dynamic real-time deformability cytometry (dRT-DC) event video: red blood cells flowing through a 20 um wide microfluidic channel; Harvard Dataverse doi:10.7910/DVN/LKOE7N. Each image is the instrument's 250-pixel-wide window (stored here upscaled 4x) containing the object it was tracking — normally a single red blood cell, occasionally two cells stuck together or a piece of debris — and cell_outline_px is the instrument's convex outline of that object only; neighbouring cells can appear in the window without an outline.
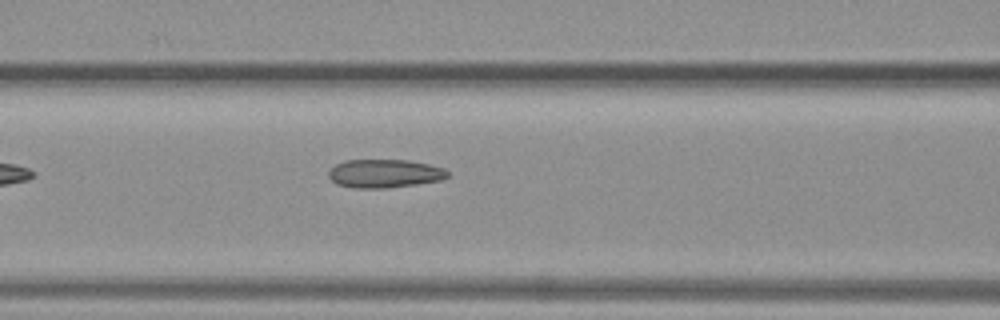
{"species": "common noctule bat (a hibernating species)", "species_latin": "Nyctalus noctula", "temperature_condition": "warm", "stored_images_in_passage": 16, "camera_frame_rate_fps": 3000, "um_per_image_px": 0.085, "animal": {"sex": "female", "body_mass_g": 19.3, "forearm_length_mm": 54.1}, "frame": {"image": 1, "passage_image": 7, "time_ms": 2.0, "image_size_px": [1000, 320], "cell_outline_px": [[448, 176], [440, 180], [416, 184], [388, 188], [352, 188], [336, 184], [328, 176], [328, 172], [336, 164], [344, 160], [408, 160], [428, 164], [444, 168], [448, 172]], "centroid_in_image_um": [32.66, 14.75], "position_along_channel_um": 133.9, "area_um2": 19.71}}
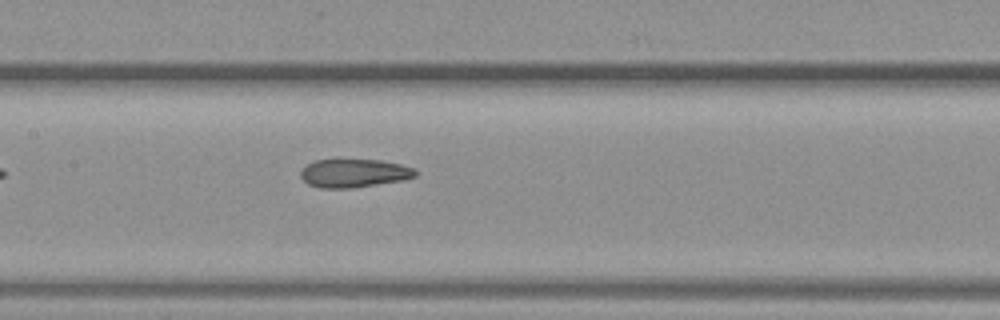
{"frame": {"image": 2, "passage_image": 10, "time_ms": 3.0, "image_size_px": [1000, 320], "cell_outline_px": [[416, 176], [404, 180], [352, 188], [320, 188], [308, 184], [300, 176], [300, 172], [308, 164], [316, 160], [380, 160], [400, 164], [412, 168], [416, 172]], "centroid_in_image_um": [30.08, 14.73], "position_along_channel_um": 177.3, "area_um2": 18.79}}